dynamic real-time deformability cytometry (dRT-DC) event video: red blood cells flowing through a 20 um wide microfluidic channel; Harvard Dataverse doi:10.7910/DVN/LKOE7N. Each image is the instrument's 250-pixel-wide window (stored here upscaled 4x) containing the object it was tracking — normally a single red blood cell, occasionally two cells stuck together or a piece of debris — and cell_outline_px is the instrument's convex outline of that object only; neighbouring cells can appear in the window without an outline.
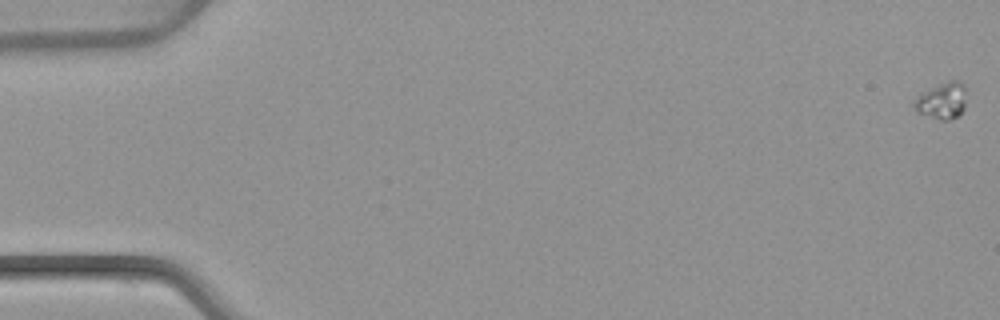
{"species": "common noctule bat (a hibernating species)", "species_latin": "Nyctalus noctula", "temperature_condition": "warm", "stored_images_in_passage": 5, "camera_frame_rate_fps": 3000, "um_per_image_px": 0.085, "animal": {"sex": "female", "body_mass_g": 22.7, "forearm_length_mm": 54.2}, "frame": {"image": 1, "passage_image": 1, "time_ms": 0.0, "image_size_px": [1000, 320], "cell_outline_px": [[964, 108], [956, 116], [948, 120], [940, 120], [920, 112], [912, 104], [924, 92], [948, 80], [960, 80], [964, 84]], "centroid_in_image_um": [80.11, 8.54], "position_along_channel_um": 4.9, "area_um2": 10.52}}